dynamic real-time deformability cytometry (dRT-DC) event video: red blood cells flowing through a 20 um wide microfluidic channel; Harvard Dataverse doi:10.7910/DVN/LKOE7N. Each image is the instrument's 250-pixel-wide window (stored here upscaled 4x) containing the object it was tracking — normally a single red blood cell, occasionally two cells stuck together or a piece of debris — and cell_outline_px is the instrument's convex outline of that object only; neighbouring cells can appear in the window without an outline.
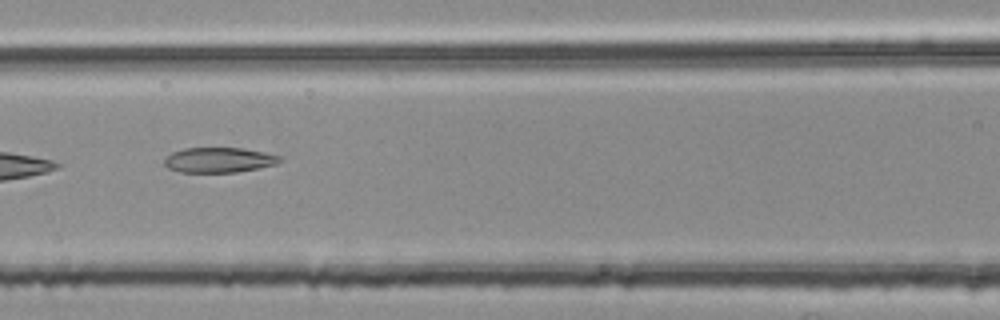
{"species": "common noctule bat (a hibernating species)", "species_latin": "Nyctalus noctula", "temperature_condition": "room temperature", "stored_images_in_passage": 6, "camera_frame_rate_fps": 3000, "um_per_image_px": 0.085, "animal": {"sex": "female", "body_mass_g": 25.1}, "frame": {"image": 1, "passage_image": 5, "time_ms": 1.333, "image_size_px": [1000, 320], "cell_outline_px": [[284, 160], [276, 164], [236, 172], [180, 172], [168, 168], [164, 164], [164, 160], [172, 152], [184, 148], [244, 148], [284, 156]], "centroid_in_image_um": [18.65, 13.59], "position_along_channel_um": 147.9, "area_um2": 16.94}}
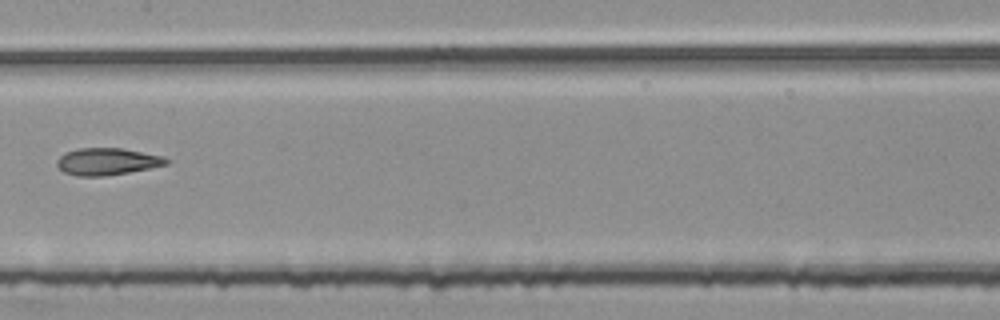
{"frame": {"image": 2, "passage_image": 6, "time_ms": 1.667, "image_size_px": [1000, 320], "cell_outline_px": [[172, 160], [168, 164], [128, 172], [104, 176], [76, 176], [64, 172], [56, 164], [56, 160], [64, 152], [76, 148], [120, 148], [164, 156]], "centroid_in_image_um": [9.1, 13.72], "position_along_channel_um": 198.3, "area_um2": 17.28}}